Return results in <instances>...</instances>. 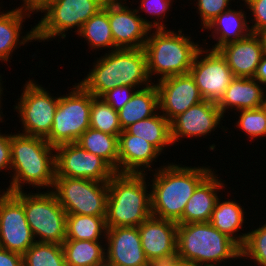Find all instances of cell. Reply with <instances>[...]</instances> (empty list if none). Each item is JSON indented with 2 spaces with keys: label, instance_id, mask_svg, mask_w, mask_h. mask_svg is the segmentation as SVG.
<instances>
[{
  "label": "cell",
  "instance_id": "1",
  "mask_svg": "<svg viewBox=\"0 0 266 266\" xmlns=\"http://www.w3.org/2000/svg\"><path fill=\"white\" fill-rule=\"evenodd\" d=\"M156 169L152 170V184L149 183L152 216L178 222L195 189L213 169L210 166L187 167L175 162Z\"/></svg>",
  "mask_w": 266,
  "mask_h": 266
},
{
  "label": "cell",
  "instance_id": "2",
  "mask_svg": "<svg viewBox=\"0 0 266 266\" xmlns=\"http://www.w3.org/2000/svg\"><path fill=\"white\" fill-rule=\"evenodd\" d=\"M11 132V178L7 192L24 191V184L52 191L56 176L55 147L45 138ZM54 152V153H53ZM28 184V185H27Z\"/></svg>",
  "mask_w": 266,
  "mask_h": 266
},
{
  "label": "cell",
  "instance_id": "3",
  "mask_svg": "<svg viewBox=\"0 0 266 266\" xmlns=\"http://www.w3.org/2000/svg\"><path fill=\"white\" fill-rule=\"evenodd\" d=\"M79 83L93 96L101 97L118 86L145 88L152 84L147 74L146 54L143 48L107 51Z\"/></svg>",
  "mask_w": 266,
  "mask_h": 266
},
{
  "label": "cell",
  "instance_id": "4",
  "mask_svg": "<svg viewBox=\"0 0 266 266\" xmlns=\"http://www.w3.org/2000/svg\"><path fill=\"white\" fill-rule=\"evenodd\" d=\"M145 175L116 172L108 181L107 228L138 227L152 215Z\"/></svg>",
  "mask_w": 266,
  "mask_h": 266
},
{
  "label": "cell",
  "instance_id": "5",
  "mask_svg": "<svg viewBox=\"0 0 266 266\" xmlns=\"http://www.w3.org/2000/svg\"><path fill=\"white\" fill-rule=\"evenodd\" d=\"M182 32V29L175 32L168 28L150 30L143 48L150 81L152 76L159 74L160 78L157 80L189 73L194 58L203 45L195 43Z\"/></svg>",
  "mask_w": 266,
  "mask_h": 266
},
{
  "label": "cell",
  "instance_id": "6",
  "mask_svg": "<svg viewBox=\"0 0 266 266\" xmlns=\"http://www.w3.org/2000/svg\"><path fill=\"white\" fill-rule=\"evenodd\" d=\"M177 249L181 259L202 266H220L230 259L241 260V247L210 222L178 224Z\"/></svg>",
  "mask_w": 266,
  "mask_h": 266
},
{
  "label": "cell",
  "instance_id": "7",
  "mask_svg": "<svg viewBox=\"0 0 266 266\" xmlns=\"http://www.w3.org/2000/svg\"><path fill=\"white\" fill-rule=\"evenodd\" d=\"M107 0H52L39 12L44 13L35 27V38L38 42L66 38V33L74 28L76 34L83 24L97 14ZM53 38V39H51Z\"/></svg>",
  "mask_w": 266,
  "mask_h": 266
},
{
  "label": "cell",
  "instance_id": "8",
  "mask_svg": "<svg viewBox=\"0 0 266 266\" xmlns=\"http://www.w3.org/2000/svg\"><path fill=\"white\" fill-rule=\"evenodd\" d=\"M36 192L14 193L23 203L33 236L38 242L62 244L66 240L67 214L52 191Z\"/></svg>",
  "mask_w": 266,
  "mask_h": 266
},
{
  "label": "cell",
  "instance_id": "9",
  "mask_svg": "<svg viewBox=\"0 0 266 266\" xmlns=\"http://www.w3.org/2000/svg\"><path fill=\"white\" fill-rule=\"evenodd\" d=\"M68 94L59 98L52 130L45 138L53 147L76 143L78 138L90 128L92 94L79 82L72 85Z\"/></svg>",
  "mask_w": 266,
  "mask_h": 266
},
{
  "label": "cell",
  "instance_id": "10",
  "mask_svg": "<svg viewBox=\"0 0 266 266\" xmlns=\"http://www.w3.org/2000/svg\"><path fill=\"white\" fill-rule=\"evenodd\" d=\"M52 192L67 215H107L108 182L55 176Z\"/></svg>",
  "mask_w": 266,
  "mask_h": 266
},
{
  "label": "cell",
  "instance_id": "11",
  "mask_svg": "<svg viewBox=\"0 0 266 266\" xmlns=\"http://www.w3.org/2000/svg\"><path fill=\"white\" fill-rule=\"evenodd\" d=\"M25 83L24 90L17 99L19 101L14 106L23 126L21 134L46 138L52 130L60 96L54 97L34 79Z\"/></svg>",
  "mask_w": 266,
  "mask_h": 266
},
{
  "label": "cell",
  "instance_id": "12",
  "mask_svg": "<svg viewBox=\"0 0 266 266\" xmlns=\"http://www.w3.org/2000/svg\"><path fill=\"white\" fill-rule=\"evenodd\" d=\"M208 47L198 51L189 73L203 99L218 103L235 76L221 53Z\"/></svg>",
  "mask_w": 266,
  "mask_h": 266
},
{
  "label": "cell",
  "instance_id": "13",
  "mask_svg": "<svg viewBox=\"0 0 266 266\" xmlns=\"http://www.w3.org/2000/svg\"><path fill=\"white\" fill-rule=\"evenodd\" d=\"M56 176L108 182L116 173L100 156L90 153L77 143L55 147Z\"/></svg>",
  "mask_w": 266,
  "mask_h": 266
},
{
  "label": "cell",
  "instance_id": "14",
  "mask_svg": "<svg viewBox=\"0 0 266 266\" xmlns=\"http://www.w3.org/2000/svg\"><path fill=\"white\" fill-rule=\"evenodd\" d=\"M35 242L22 201L0 190V247L23 255Z\"/></svg>",
  "mask_w": 266,
  "mask_h": 266
},
{
  "label": "cell",
  "instance_id": "15",
  "mask_svg": "<svg viewBox=\"0 0 266 266\" xmlns=\"http://www.w3.org/2000/svg\"><path fill=\"white\" fill-rule=\"evenodd\" d=\"M126 1L108 0V17L114 50L144 48L152 29V21L145 19L146 17L142 18L136 9L127 6Z\"/></svg>",
  "mask_w": 266,
  "mask_h": 266
},
{
  "label": "cell",
  "instance_id": "16",
  "mask_svg": "<svg viewBox=\"0 0 266 266\" xmlns=\"http://www.w3.org/2000/svg\"><path fill=\"white\" fill-rule=\"evenodd\" d=\"M157 82L159 112L169 122L204 100L190 73L170 76Z\"/></svg>",
  "mask_w": 266,
  "mask_h": 266
},
{
  "label": "cell",
  "instance_id": "17",
  "mask_svg": "<svg viewBox=\"0 0 266 266\" xmlns=\"http://www.w3.org/2000/svg\"><path fill=\"white\" fill-rule=\"evenodd\" d=\"M224 116L217 103L203 100L191 106L184 113L179 114L170 122L171 140L173 145L181 141V138H200L211 134L220 128ZM216 128V129H215Z\"/></svg>",
  "mask_w": 266,
  "mask_h": 266
},
{
  "label": "cell",
  "instance_id": "18",
  "mask_svg": "<svg viewBox=\"0 0 266 266\" xmlns=\"http://www.w3.org/2000/svg\"><path fill=\"white\" fill-rule=\"evenodd\" d=\"M106 261L113 266H147L138 227L107 228Z\"/></svg>",
  "mask_w": 266,
  "mask_h": 266
},
{
  "label": "cell",
  "instance_id": "19",
  "mask_svg": "<svg viewBox=\"0 0 266 266\" xmlns=\"http://www.w3.org/2000/svg\"><path fill=\"white\" fill-rule=\"evenodd\" d=\"M161 153L142 137L123 130L118 136V173L146 174ZM147 168V169H146Z\"/></svg>",
  "mask_w": 266,
  "mask_h": 266
},
{
  "label": "cell",
  "instance_id": "20",
  "mask_svg": "<svg viewBox=\"0 0 266 266\" xmlns=\"http://www.w3.org/2000/svg\"><path fill=\"white\" fill-rule=\"evenodd\" d=\"M218 51L226 59L235 77L253 78L264 52L255 33L235 42L227 43Z\"/></svg>",
  "mask_w": 266,
  "mask_h": 266
},
{
  "label": "cell",
  "instance_id": "21",
  "mask_svg": "<svg viewBox=\"0 0 266 266\" xmlns=\"http://www.w3.org/2000/svg\"><path fill=\"white\" fill-rule=\"evenodd\" d=\"M177 222L150 216L138 226L147 260L163 256L177 248Z\"/></svg>",
  "mask_w": 266,
  "mask_h": 266
},
{
  "label": "cell",
  "instance_id": "22",
  "mask_svg": "<svg viewBox=\"0 0 266 266\" xmlns=\"http://www.w3.org/2000/svg\"><path fill=\"white\" fill-rule=\"evenodd\" d=\"M221 180L213 170L197 186L177 224L209 222L217 199L220 197L219 192L226 187Z\"/></svg>",
  "mask_w": 266,
  "mask_h": 266
},
{
  "label": "cell",
  "instance_id": "23",
  "mask_svg": "<svg viewBox=\"0 0 266 266\" xmlns=\"http://www.w3.org/2000/svg\"><path fill=\"white\" fill-rule=\"evenodd\" d=\"M261 86L254 78L235 77L217 103L222 115L225 117L226 110L239 111L264 106L266 88Z\"/></svg>",
  "mask_w": 266,
  "mask_h": 266
},
{
  "label": "cell",
  "instance_id": "24",
  "mask_svg": "<svg viewBox=\"0 0 266 266\" xmlns=\"http://www.w3.org/2000/svg\"><path fill=\"white\" fill-rule=\"evenodd\" d=\"M1 9V7H0ZM32 12L26 11L21 7L12 10L0 11V61L8 62L11 60L13 51L21 45L36 41L35 27L26 32L23 36L22 31L25 18H30ZM22 35V36H20ZM21 39V40H20ZM33 40V41H32ZM11 56V57H10Z\"/></svg>",
  "mask_w": 266,
  "mask_h": 266
},
{
  "label": "cell",
  "instance_id": "25",
  "mask_svg": "<svg viewBox=\"0 0 266 266\" xmlns=\"http://www.w3.org/2000/svg\"><path fill=\"white\" fill-rule=\"evenodd\" d=\"M229 8L213 19L204 30L212 31L208 37L215 40L211 50H218L227 43L235 42L247 37L250 33V25L246 19V12L242 9ZM245 12V13H244Z\"/></svg>",
  "mask_w": 266,
  "mask_h": 266
},
{
  "label": "cell",
  "instance_id": "26",
  "mask_svg": "<svg viewBox=\"0 0 266 266\" xmlns=\"http://www.w3.org/2000/svg\"><path fill=\"white\" fill-rule=\"evenodd\" d=\"M219 197L215 204L210 223L221 233L227 235L233 241H235L240 247H242L246 241L248 232L238 233L242 230L245 223L244 207L237 203L233 199L223 201ZM222 201V202H221Z\"/></svg>",
  "mask_w": 266,
  "mask_h": 266
},
{
  "label": "cell",
  "instance_id": "27",
  "mask_svg": "<svg viewBox=\"0 0 266 266\" xmlns=\"http://www.w3.org/2000/svg\"><path fill=\"white\" fill-rule=\"evenodd\" d=\"M159 110L158 91L154 83L137 89L131 99L118 111L122 130L137 121L152 117Z\"/></svg>",
  "mask_w": 266,
  "mask_h": 266
},
{
  "label": "cell",
  "instance_id": "28",
  "mask_svg": "<svg viewBox=\"0 0 266 266\" xmlns=\"http://www.w3.org/2000/svg\"><path fill=\"white\" fill-rule=\"evenodd\" d=\"M129 134L151 143L161 154L171 146V127L167 118L159 111L147 119L137 121L125 129Z\"/></svg>",
  "mask_w": 266,
  "mask_h": 266
},
{
  "label": "cell",
  "instance_id": "29",
  "mask_svg": "<svg viewBox=\"0 0 266 266\" xmlns=\"http://www.w3.org/2000/svg\"><path fill=\"white\" fill-rule=\"evenodd\" d=\"M62 248L66 266H96L106 260L103 241L65 240Z\"/></svg>",
  "mask_w": 266,
  "mask_h": 266
},
{
  "label": "cell",
  "instance_id": "30",
  "mask_svg": "<svg viewBox=\"0 0 266 266\" xmlns=\"http://www.w3.org/2000/svg\"><path fill=\"white\" fill-rule=\"evenodd\" d=\"M77 35L86 40L91 50L97 51L102 48H108L109 52L114 50V40L108 17V0L97 14L83 24Z\"/></svg>",
  "mask_w": 266,
  "mask_h": 266
},
{
  "label": "cell",
  "instance_id": "31",
  "mask_svg": "<svg viewBox=\"0 0 266 266\" xmlns=\"http://www.w3.org/2000/svg\"><path fill=\"white\" fill-rule=\"evenodd\" d=\"M86 151L100 156L118 173V137L88 128L76 142Z\"/></svg>",
  "mask_w": 266,
  "mask_h": 266
},
{
  "label": "cell",
  "instance_id": "32",
  "mask_svg": "<svg viewBox=\"0 0 266 266\" xmlns=\"http://www.w3.org/2000/svg\"><path fill=\"white\" fill-rule=\"evenodd\" d=\"M106 234V217L78 214L67 215L66 240L104 241Z\"/></svg>",
  "mask_w": 266,
  "mask_h": 266
},
{
  "label": "cell",
  "instance_id": "33",
  "mask_svg": "<svg viewBox=\"0 0 266 266\" xmlns=\"http://www.w3.org/2000/svg\"><path fill=\"white\" fill-rule=\"evenodd\" d=\"M22 256L23 266H66L62 244L36 241Z\"/></svg>",
  "mask_w": 266,
  "mask_h": 266
},
{
  "label": "cell",
  "instance_id": "34",
  "mask_svg": "<svg viewBox=\"0 0 266 266\" xmlns=\"http://www.w3.org/2000/svg\"><path fill=\"white\" fill-rule=\"evenodd\" d=\"M90 128L117 137L123 131L119 124L118 112L104 99L93 95L90 111Z\"/></svg>",
  "mask_w": 266,
  "mask_h": 266
},
{
  "label": "cell",
  "instance_id": "35",
  "mask_svg": "<svg viewBox=\"0 0 266 266\" xmlns=\"http://www.w3.org/2000/svg\"><path fill=\"white\" fill-rule=\"evenodd\" d=\"M236 112L239 119L235 125L247 134V138L255 140L258 137H266V105Z\"/></svg>",
  "mask_w": 266,
  "mask_h": 266
},
{
  "label": "cell",
  "instance_id": "36",
  "mask_svg": "<svg viewBox=\"0 0 266 266\" xmlns=\"http://www.w3.org/2000/svg\"><path fill=\"white\" fill-rule=\"evenodd\" d=\"M252 260L257 266H266V221L257 229L248 231L246 241L241 247V260Z\"/></svg>",
  "mask_w": 266,
  "mask_h": 266
},
{
  "label": "cell",
  "instance_id": "37",
  "mask_svg": "<svg viewBox=\"0 0 266 266\" xmlns=\"http://www.w3.org/2000/svg\"><path fill=\"white\" fill-rule=\"evenodd\" d=\"M139 7L136 8L137 12L140 14L141 12H146L149 16L154 15L156 17L152 21V29H167L165 21H161V19L165 18L167 15V11L171 9L172 3L174 0H140ZM173 1V2H172ZM141 11V12H140Z\"/></svg>",
  "mask_w": 266,
  "mask_h": 266
},
{
  "label": "cell",
  "instance_id": "38",
  "mask_svg": "<svg viewBox=\"0 0 266 266\" xmlns=\"http://www.w3.org/2000/svg\"><path fill=\"white\" fill-rule=\"evenodd\" d=\"M232 0H196L197 14L201 19V30L204 28L222 12L228 10L231 6Z\"/></svg>",
  "mask_w": 266,
  "mask_h": 266
},
{
  "label": "cell",
  "instance_id": "39",
  "mask_svg": "<svg viewBox=\"0 0 266 266\" xmlns=\"http://www.w3.org/2000/svg\"><path fill=\"white\" fill-rule=\"evenodd\" d=\"M135 89V87L130 86H118L105 92L101 98L118 112L131 99Z\"/></svg>",
  "mask_w": 266,
  "mask_h": 266
},
{
  "label": "cell",
  "instance_id": "40",
  "mask_svg": "<svg viewBox=\"0 0 266 266\" xmlns=\"http://www.w3.org/2000/svg\"><path fill=\"white\" fill-rule=\"evenodd\" d=\"M244 1V6L252 12L250 15L254 17L251 18L250 26L251 33H256L259 30L266 29V0H242Z\"/></svg>",
  "mask_w": 266,
  "mask_h": 266
},
{
  "label": "cell",
  "instance_id": "41",
  "mask_svg": "<svg viewBox=\"0 0 266 266\" xmlns=\"http://www.w3.org/2000/svg\"><path fill=\"white\" fill-rule=\"evenodd\" d=\"M11 134H2L0 130V171L11 172Z\"/></svg>",
  "mask_w": 266,
  "mask_h": 266
},
{
  "label": "cell",
  "instance_id": "42",
  "mask_svg": "<svg viewBox=\"0 0 266 266\" xmlns=\"http://www.w3.org/2000/svg\"><path fill=\"white\" fill-rule=\"evenodd\" d=\"M180 259L178 249L176 248L174 251L163 256L149 259L147 266H175Z\"/></svg>",
  "mask_w": 266,
  "mask_h": 266
},
{
  "label": "cell",
  "instance_id": "43",
  "mask_svg": "<svg viewBox=\"0 0 266 266\" xmlns=\"http://www.w3.org/2000/svg\"><path fill=\"white\" fill-rule=\"evenodd\" d=\"M0 266H23V256L0 247Z\"/></svg>",
  "mask_w": 266,
  "mask_h": 266
},
{
  "label": "cell",
  "instance_id": "44",
  "mask_svg": "<svg viewBox=\"0 0 266 266\" xmlns=\"http://www.w3.org/2000/svg\"><path fill=\"white\" fill-rule=\"evenodd\" d=\"M50 1L52 0H22L23 3L20 7L26 11L37 13Z\"/></svg>",
  "mask_w": 266,
  "mask_h": 266
},
{
  "label": "cell",
  "instance_id": "45",
  "mask_svg": "<svg viewBox=\"0 0 266 266\" xmlns=\"http://www.w3.org/2000/svg\"><path fill=\"white\" fill-rule=\"evenodd\" d=\"M253 78L266 88V55H263L260 60L256 74Z\"/></svg>",
  "mask_w": 266,
  "mask_h": 266
},
{
  "label": "cell",
  "instance_id": "46",
  "mask_svg": "<svg viewBox=\"0 0 266 266\" xmlns=\"http://www.w3.org/2000/svg\"><path fill=\"white\" fill-rule=\"evenodd\" d=\"M255 34L258 36L261 42L264 55H266V29L259 30Z\"/></svg>",
  "mask_w": 266,
  "mask_h": 266
},
{
  "label": "cell",
  "instance_id": "47",
  "mask_svg": "<svg viewBox=\"0 0 266 266\" xmlns=\"http://www.w3.org/2000/svg\"><path fill=\"white\" fill-rule=\"evenodd\" d=\"M175 266H202V265H200L199 263L195 261L180 259L179 262Z\"/></svg>",
  "mask_w": 266,
  "mask_h": 266
},
{
  "label": "cell",
  "instance_id": "48",
  "mask_svg": "<svg viewBox=\"0 0 266 266\" xmlns=\"http://www.w3.org/2000/svg\"><path fill=\"white\" fill-rule=\"evenodd\" d=\"M1 79H2V78H1V75H0V122H3V118H2V117H3L4 114H3L2 110H1V109H2V108H1V107H2V105H1V104H2V102H1V101H2L1 99H2V98H1V97H2V94H4V93H3L4 88L2 87V84H3L4 82H2ZM1 82H2V83H1Z\"/></svg>",
  "mask_w": 266,
  "mask_h": 266
},
{
  "label": "cell",
  "instance_id": "49",
  "mask_svg": "<svg viewBox=\"0 0 266 266\" xmlns=\"http://www.w3.org/2000/svg\"><path fill=\"white\" fill-rule=\"evenodd\" d=\"M96 266H113V265L105 260L103 263H100V264H98Z\"/></svg>",
  "mask_w": 266,
  "mask_h": 266
}]
</instances>
